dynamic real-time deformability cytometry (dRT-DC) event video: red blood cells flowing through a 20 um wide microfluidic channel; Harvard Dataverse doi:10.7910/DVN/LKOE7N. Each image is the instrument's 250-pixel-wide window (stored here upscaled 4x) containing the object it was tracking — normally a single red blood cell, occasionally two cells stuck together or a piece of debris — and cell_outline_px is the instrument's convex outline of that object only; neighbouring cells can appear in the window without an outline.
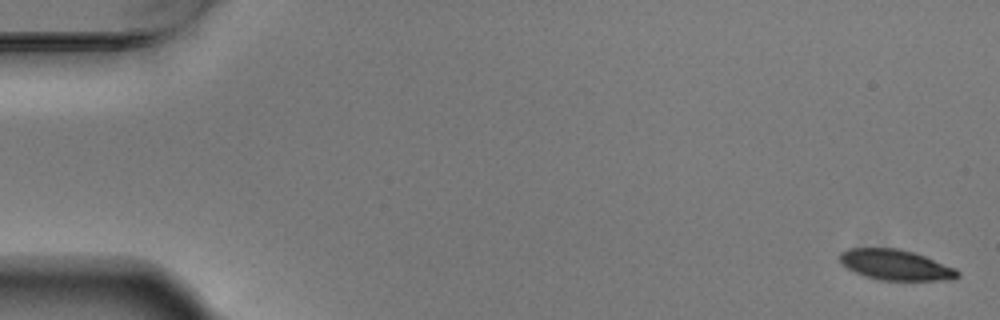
{"species": "Egyptian fruit bat (a non-hibernating species)", "species_latin": "Rousettus aegyptiacus", "temperature_condition": "warm", "stored_images_in_passage": 5, "camera_frame_rate_fps": 3000, "um_per_image_px": 0.085, "animal": {"sex": "male"}, "frame": {"image": 1, "passage_image": 1, "time_ms": 0.0, "image_size_px": [1000, 320], "cell_outline_px": [[960, 276], [952, 280], [880, 280], [864, 276], [840, 264], [840, 252], [848, 248], [900, 248], [924, 256], [956, 268], [960, 272]], "centroid_in_image_um": [76.13, 22.52], "position_along_channel_um": 8.9, "area_um2": 20.98}}
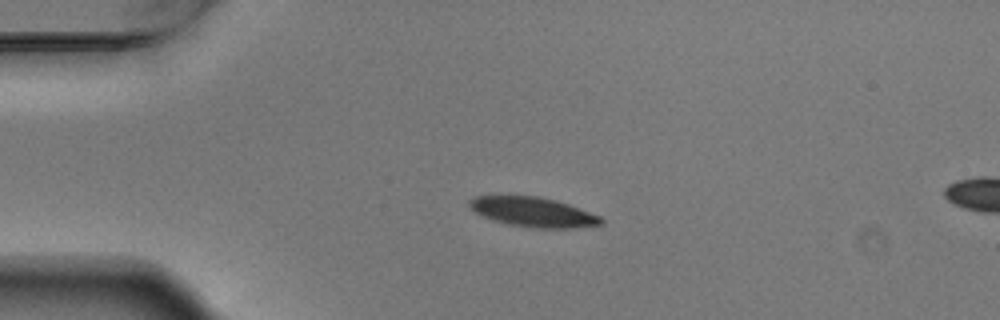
{"frame": {"image": 2, "passage_image": 4, "time_ms": 1.0, "image_size_px": [1000, 320], "cell_outline_px": [[604, 224], [576, 228], [532, 228], [508, 224], [492, 220], [476, 212], [468, 204], [468, 200], [476, 196], [536, 196], [568, 204], [600, 216], [604, 220]], "centroid_in_image_um": [45.33, 18.04], "position_along_channel_um": 39.7, "area_um2": 22.54}}